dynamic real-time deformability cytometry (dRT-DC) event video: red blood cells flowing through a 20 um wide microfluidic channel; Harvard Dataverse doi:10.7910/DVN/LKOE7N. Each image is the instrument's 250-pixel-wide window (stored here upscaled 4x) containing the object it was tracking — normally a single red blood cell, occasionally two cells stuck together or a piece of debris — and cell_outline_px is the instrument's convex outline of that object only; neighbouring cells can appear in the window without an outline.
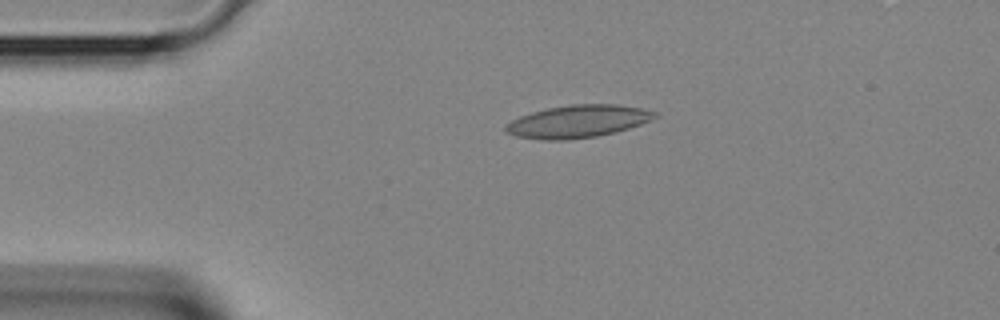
{"species": "Egyptian fruit bat (a non-hibernating species)", "species_latin": "Rousettus aegyptiacus", "temperature_condition": "room temperature", "stored_images_in_passage": 2, "camera_frame_rate_fps": 3000, "um_per_image_px": 0.085, "animal": {"sex": "female"}, "frame": {"image": 1, "passage_image": 2, "time_ms": 0.333, "image_size_px": [1000, 320], "cell_outline_px": [[660, 116], [652, 120], [616, 132], [596, 136], [564, 140], [540, 140], [516, 136], [504, 132], [504, 124], [520, 116], [532, 112], [548, 108], [572, 104], [616, 104], [644, 108], [656, 112]], "centroid_in_image_um": [49.11, 10.32], "position_along_channel_um": 35.9, "area_um2": 28.5}}